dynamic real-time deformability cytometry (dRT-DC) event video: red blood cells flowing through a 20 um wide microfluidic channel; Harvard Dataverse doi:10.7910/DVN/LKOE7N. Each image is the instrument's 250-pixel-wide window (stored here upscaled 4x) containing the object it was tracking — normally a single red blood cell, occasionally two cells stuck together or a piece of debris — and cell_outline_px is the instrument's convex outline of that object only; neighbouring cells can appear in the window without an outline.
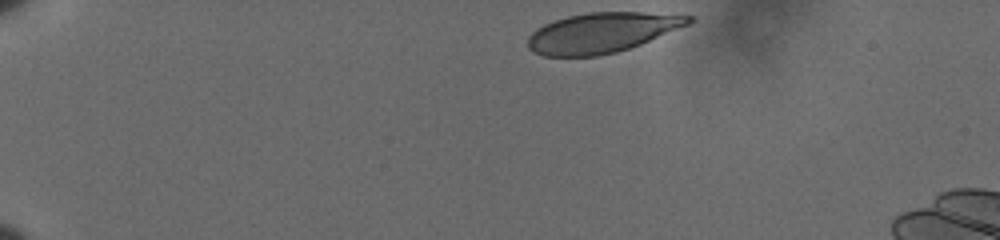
{"species": "human", "species_latin": "Homo sapiens", "temperature_condition": "cold", "stored_images_in_passage": 41, "camera_frame_rate_fps": 3000, "um_per_image_px": 0.085, "donor": {"sex": "male"}, "frame": {"image": 1, "passage_image": 1, "time_ms": 0.0, "image_size_px": [1000, 240], "cell_outline_px": [[696, 20], [688, 24], [640, 44], [616, 52], [596, 56], [544, 56], [532, 52], [528, 48], [528, 36], [536, 28], [544, 24], [568, 16], [588, 12], [644, 12], [696, 16]], "centroid_in_image_um": [51.14, 2.77], "position_along_channel_um": 33.9, "area_um2": 37.4}}
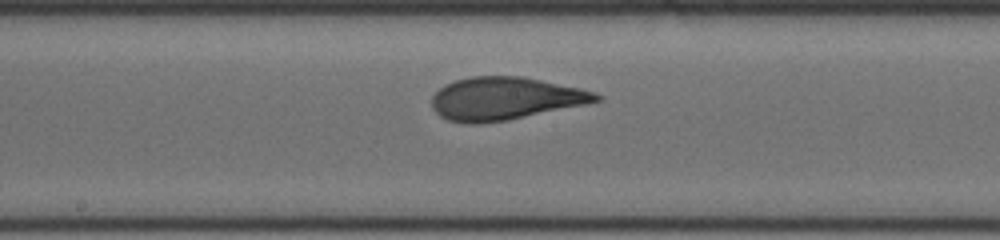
{"frame": {"image": 2, "passage_image": 23, "time_ms": 7.333, "image_size_px": [1000, 240], "cell_outline_px": [[604, 96], [600, 100], [588, 104], [508, 120], [476, 124], [468, 124], [448, 120], [440, 116], [432, 108], [432, 96], [444, 84], [456, 80], [472, 76], [524, 76], [580, 88], [596, 92]], "centroid_in_image_um": [42.95, 8.38], "position_along_channel_um": 205.3, "area_um2": 41.21}}
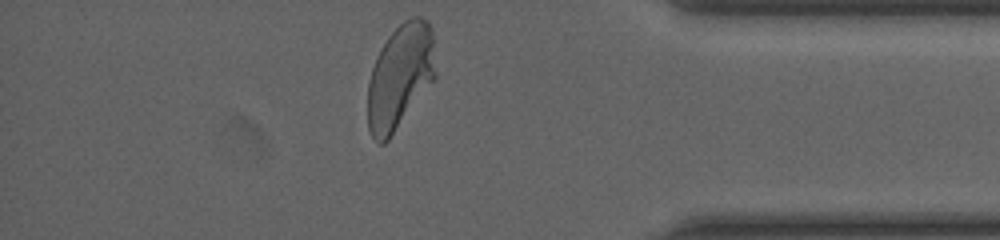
{"frame": {"image": 3, "passage_image": 41, "time_ms": 13.333, "image_size_px": [1000, 240], "cell_outline_px": [[436, 76], [388, 140], [384, 144], [380, 144], [372, 136], [368, 128], [368, 84], [372, 68], [376, 56], [380, 48], [388, 36], [404, 20], [412, 16], [420, 16], [428, 20], [432, 32]], "centroid_in_image_um": [33.99, 6.47], "position_along_channel_um": 401.2, "area_um2": 41.15}, "authors_computed_cell_mechanics": {"area_um2": 40.0554, "velocity_mm_per_s": 3.5893, "shape_relaxation_time_tau1_ms": 4.4543, "shape_relaxation_time_tau2_ms": 0.7405, "deformation_change_tau1": 0.1813, "deformation_change_tau2": 0.0785}}